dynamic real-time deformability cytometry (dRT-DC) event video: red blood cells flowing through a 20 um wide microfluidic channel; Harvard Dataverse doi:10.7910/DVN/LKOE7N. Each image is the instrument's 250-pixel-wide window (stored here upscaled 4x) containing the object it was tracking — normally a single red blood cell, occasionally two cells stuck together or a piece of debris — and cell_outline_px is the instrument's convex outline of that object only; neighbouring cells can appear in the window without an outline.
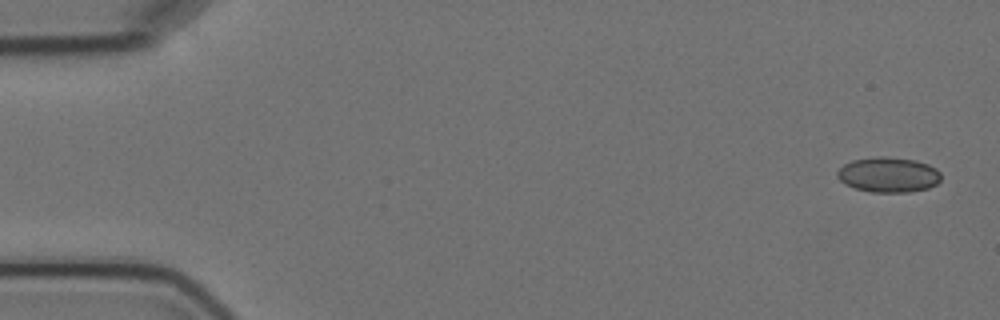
{"species": "Egyptian fruit bat (a non-hibernating species)", "species_latin": "Rousettus aegyptiacus", "temperature_condition": "cold", "stored_images_in_passage": 4, "camera_frame_rate_fps": 3000, "um_per_image_px": 0.085, "animal": {"sex": "female"}, "frame": {"image": 1, "passage_image": 1, "time_ms": 0.0, "image_size_px": [1000, 320], "cell_outline_px": [[940, 180], [936, 184], [928, 188], [908, 192], [872, 192], [856, 188], [844, 184], [836, 176], [836, 172], [844, 164], [852, 160], [876, 156], [888, 156], [916, 160], [928, 164], [936, 168], [940, 172]], "centroid_in_image_um": [75.5, 14.84], "position_along_channel_um": 9.5, "area_um2": 21.39}}
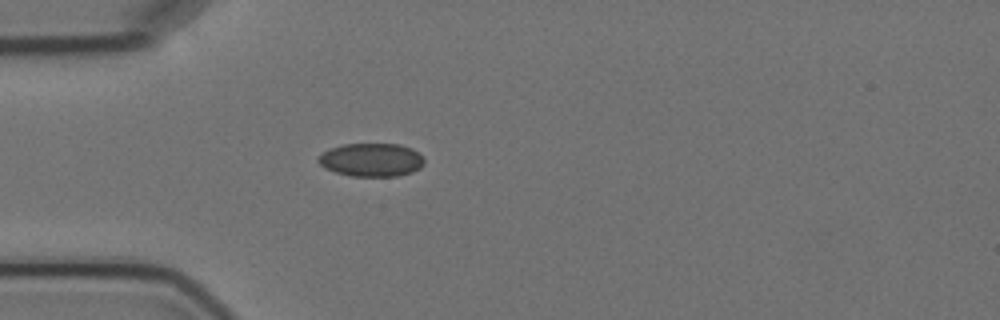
{"frame": {"image": 2, "passage_image": 4, "time_ms": 4.667, "image_size_px": [1000, 320], "cell_outline_px": [[424, 164], [420, 168], [412, 172], [396, 176], [352, 176], [336, 172], [324, 168], [316, 160], [324, 152], [332, 148], [344, 144], [400, 144], [412, 148], [424, 160]], "centroid_in_image_um": [31.57, 13.59], "position_along_channel_um": 53.4, "area_um2": 20.4}}